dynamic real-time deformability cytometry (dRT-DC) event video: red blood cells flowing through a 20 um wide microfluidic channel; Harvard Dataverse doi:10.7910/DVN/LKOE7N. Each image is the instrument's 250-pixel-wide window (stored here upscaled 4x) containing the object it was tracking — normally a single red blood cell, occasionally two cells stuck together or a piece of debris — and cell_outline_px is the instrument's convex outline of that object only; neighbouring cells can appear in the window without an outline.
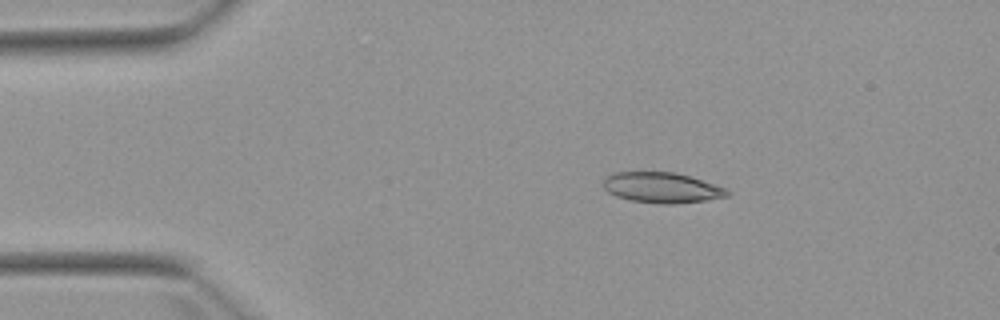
{"species": "Egyptian fruit bat (a non-hibernating species)", "species_latin": "Rousettus aegyptiacus", "temperature_condition": "warm", "stored_images_in_passage": 3, "camera_frame_rate_fps": 3000, "um_per_image_px": 0.085, "animal": {"sex": "female"}, "frame": {"image": 1, "passage_image": 1, "time_ms": 0.0, "image_size_px": [1000, 320], "cell_outline_px": [[732, 192], [728, 196], [704, 200], [676, 204], [660, 204], [632, 200], [616, 196], [608, 192], [604, 188], [604, 176], [612, 172], [676, 172], [724, 188]], "centroid_in_image_um": [56.21, 15.95], "position_along_channel_um": 28.8, "area_um2": 21.85}}